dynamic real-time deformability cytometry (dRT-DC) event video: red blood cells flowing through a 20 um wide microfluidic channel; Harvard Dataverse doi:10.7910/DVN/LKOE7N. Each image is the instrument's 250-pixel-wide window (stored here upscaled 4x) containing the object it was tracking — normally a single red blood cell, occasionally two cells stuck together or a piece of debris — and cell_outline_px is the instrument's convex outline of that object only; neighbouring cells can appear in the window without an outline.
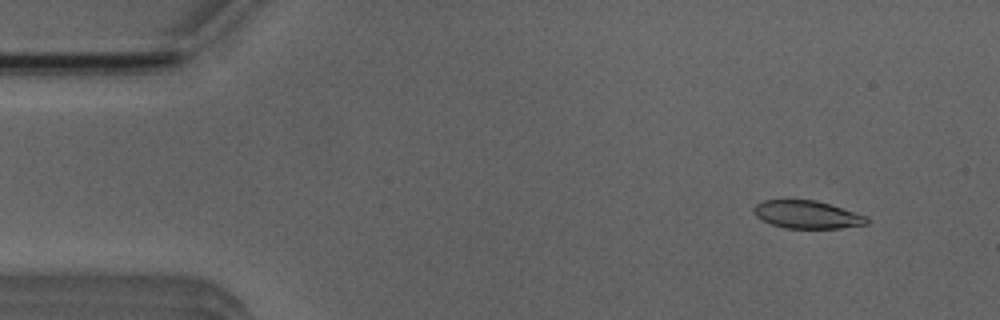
{"species": "Egyptian fruit bat (a non-hibernating species)", "species_latin": "Rousettus aegyptiacus", "temperature_condition": "room temperature", "stored_images_in_passage": 5, "camera_frame_rate_fps": 3000, "um_per_image_px": 0.085, "animal": {"sex": "male"}, "frame": {"image": 1, "passage_image": 2, "time_ms": 1.333, "image_size_px": [1000, 320], "cell_outline_px": [[868, 224], [840, 228], [784, 228], [772, 224], [756, 216], [752, 212], [752, 208], [756, 204], [764, 200], [816, 200], [868, 216]], "centroid_in_image_um": [68.6, 18.24], "position_along_channel_um": 16.4, "area_um2": 18.26}}